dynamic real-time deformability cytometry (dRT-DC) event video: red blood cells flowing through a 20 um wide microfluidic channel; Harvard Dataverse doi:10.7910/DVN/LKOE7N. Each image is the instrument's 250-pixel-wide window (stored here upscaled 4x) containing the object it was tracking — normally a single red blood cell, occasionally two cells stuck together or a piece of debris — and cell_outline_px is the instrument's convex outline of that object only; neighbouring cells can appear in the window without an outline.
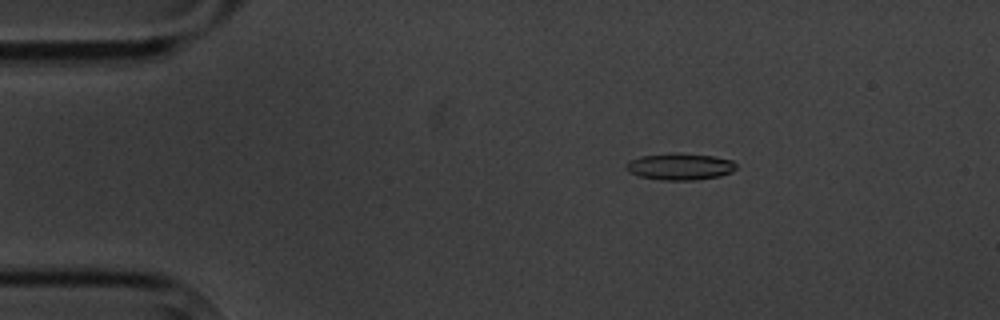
{"species": "common noctule bat (a hibernating species)", "species_latin": "Nyctalus noctula", "temperature_condition": "cold", "stored_images_in_passage": 5, "camera_frame_rate_fps": 3000, "um_per_image_px": 0.085, "animal": {"sex": "male", "body_mass_g": 20.1, "forearm_length_mm": 53.5}, "frame": {"image": 1, "passage_image": 3, "time_ms": 2.333, "image_size_px": [1000, 320], "cell_outline_px": [[736, 168], [732, 172], [720, 176], [692, 180], [660, 180], [640, 176], [628, 172], [624, 168], [624, 164], [628, 160], [640, 156], [712, 156], [732, 160], [736, 164]], "centroid_in_image_um": [57.76, 14.21], "position_along_channel_um": 27.2, "area_um2": 16.3}}